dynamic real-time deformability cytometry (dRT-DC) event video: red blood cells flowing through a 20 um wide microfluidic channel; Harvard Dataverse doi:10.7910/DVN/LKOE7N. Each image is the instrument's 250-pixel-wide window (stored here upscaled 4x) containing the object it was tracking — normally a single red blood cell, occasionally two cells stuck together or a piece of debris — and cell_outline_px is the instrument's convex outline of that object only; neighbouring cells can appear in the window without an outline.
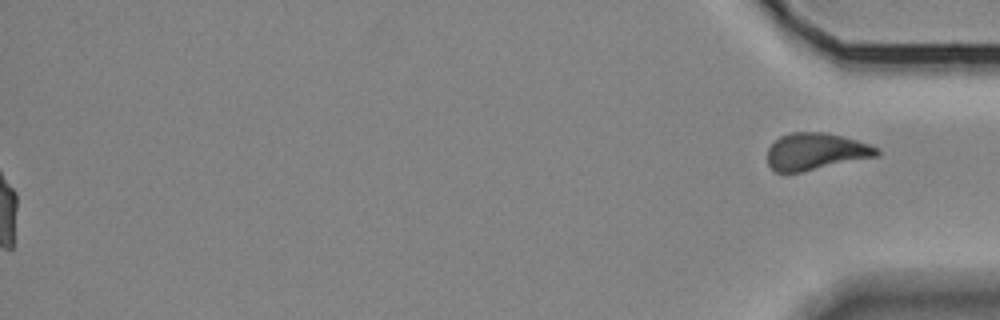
{"species": "Egyptian fruit bat (a non-hibernating species)", "species_latin": "Rousettus aegyptiacus", "temperature_condition": "room temperature", "stored_images_in_passage": 29, "segment_of_instrument_passage": [2, 2], "camera_frame_rate_fps": 3000, "um_per_image_px": 0.085, "animal": {"sex": "female"}, "frame": {"image": 1, "passage_image": 29, "time_ms": 9.333, "image_size_px": [1000, 320], "cell_outline_px": [[880, 156], [804, 172], [776, 172], [768, 164], [768, 148], [780, 136], [792, 132], [824, 132], [856, 140], [880, 148]], "centroid_in_image_um": [69.38, 12.89], "position_along_channel_um": 365.8, "area_um2": 23.7}}